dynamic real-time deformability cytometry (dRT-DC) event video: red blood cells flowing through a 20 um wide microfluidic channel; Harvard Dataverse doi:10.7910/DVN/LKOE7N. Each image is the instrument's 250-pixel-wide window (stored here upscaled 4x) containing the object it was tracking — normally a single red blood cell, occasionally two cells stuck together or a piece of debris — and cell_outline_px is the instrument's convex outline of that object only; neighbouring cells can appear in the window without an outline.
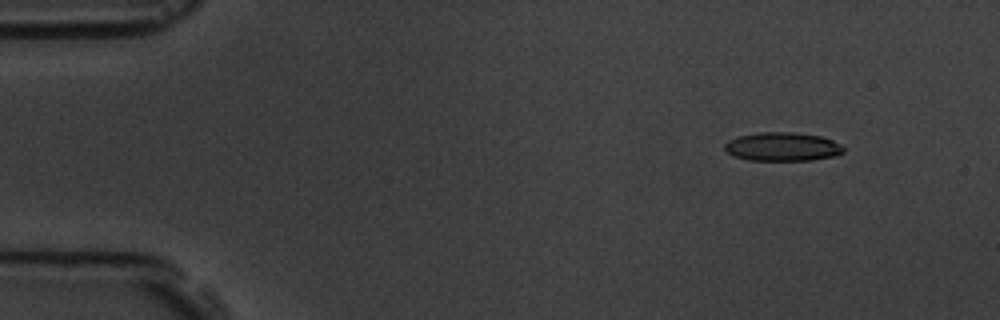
{"species": "common noctule bat (a hibernating species)", "species_latin": "Nyctalus noctula", "temperature_condition": "room temperature", "stored_images_in_passage": 4, "camera_frame_rate_fps": 3000, "um_per_image_px": 0.085, "animal": {"sex": "male", "body_mass_g": 19.5, "forearm_length_mm": 54.6}, "frame": {"image": 1, "passage_image": 2, "time_ms": 1.333, "image_size_px": [1000, 320], "cell_outline_px": [[844, 152], [836, 156], [812, 160], [748, 160], [732, 156], [724, 152], [724, 144], [728, 140], [736, 136], [760, 132], [792, 132], [820, 136], [832, 140], [840, 144], [844, 148]], "centroid_in_image_um": [66.46, 12.47], "position_along_channel_um": 18.5, "area_um2": 20.11}}